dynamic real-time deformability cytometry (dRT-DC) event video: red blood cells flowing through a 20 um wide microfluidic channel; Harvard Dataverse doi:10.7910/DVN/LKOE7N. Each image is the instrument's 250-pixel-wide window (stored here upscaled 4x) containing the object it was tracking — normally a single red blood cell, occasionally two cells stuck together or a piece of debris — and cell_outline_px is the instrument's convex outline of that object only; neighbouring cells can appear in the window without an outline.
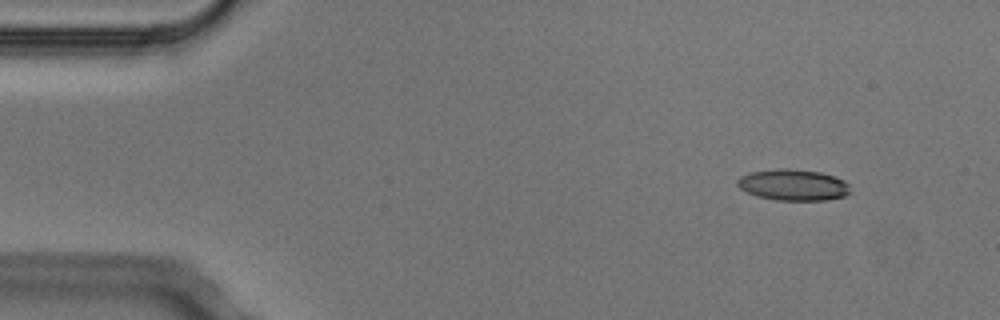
{"species": "Egyptian fruit bat (a non-hibernating species)", "species_latin": "Rousettus aegyptiacus", "temperature_condition": "cold", "stored_images_in_passage": 7, "camera_frame_rate_fps": 3000, "um_per_image_px": 0.085, "animal": {"sex": "male"}, "frame": {"image": 1, "passage_image": 1, "time_ms": 0.0, "image_size_px": [1000, 320], "cell_outline_px": [[852, 192], [844, 196], [828, 200], [776, 200], [756, 196], [740, 188], [736, 184], [736, 180], [740, 176], [748, 172], [776, 168], [788, 168], [820, 172], [844, 180], [848, 184]], "centroid_in_image_um": [67.4, 15.71], "position_along_channel_um": 17.6, "area_um2": 20.75}}
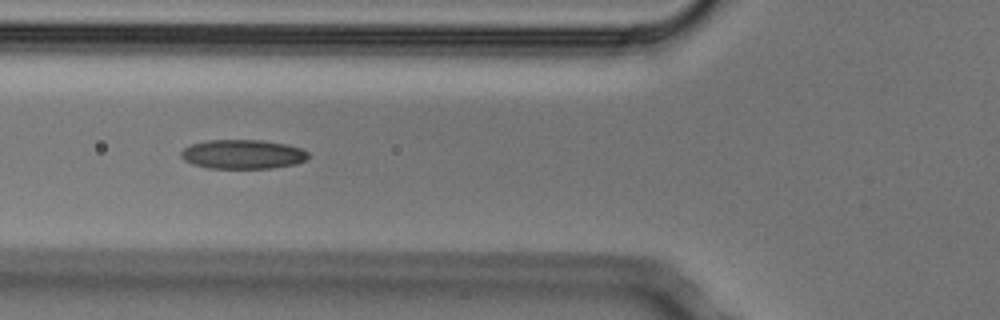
{"frame": {"image": 2, "passage_image": 5, "time_ms": 1.333, "image_size_px": [1000, 320], "cell_outline_px": [[308, 160], [296, 164], [268, 168], [208, 168], [192, 164], [184, 160], [180, 156], [180, 152], [184, 148], [192, 144], [208, 140], [264, 140], [284, 144], [300, 148], [308, 152]], "centroid_in_image_um": [20.62, 13.11], "position_along_channel_um": 105.2, "area_um2": 21.68}}
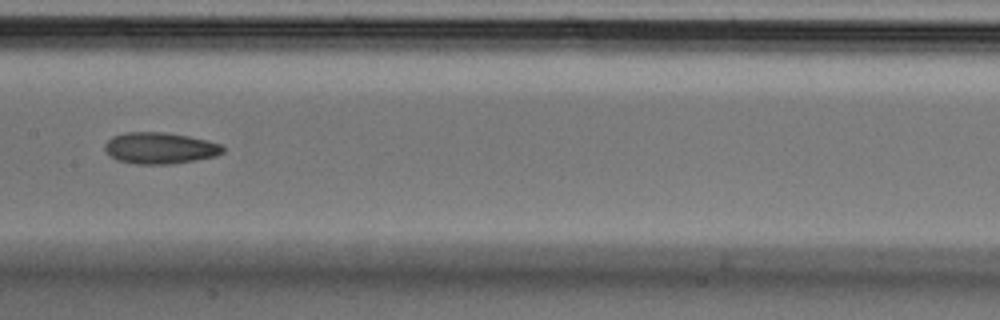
{"frame": {"image": 3, "passage_image": 7, "time_ms": 2.0, "image_size_px": [1000, 320], "cell_outline_px": [[224, 152], [216, 156], [196, 160], [172, 164], [136, 164], [116, 160], [104, 152], [104, 144], [112, 136], [124, 132], [164, 132], [188, 136], [208, 140], [220, 144], [224, 148]], "centroid_in_image_um": [13.56, 12.59], "position_along_channel_um": 193.8, "area_um2": 21.85}}